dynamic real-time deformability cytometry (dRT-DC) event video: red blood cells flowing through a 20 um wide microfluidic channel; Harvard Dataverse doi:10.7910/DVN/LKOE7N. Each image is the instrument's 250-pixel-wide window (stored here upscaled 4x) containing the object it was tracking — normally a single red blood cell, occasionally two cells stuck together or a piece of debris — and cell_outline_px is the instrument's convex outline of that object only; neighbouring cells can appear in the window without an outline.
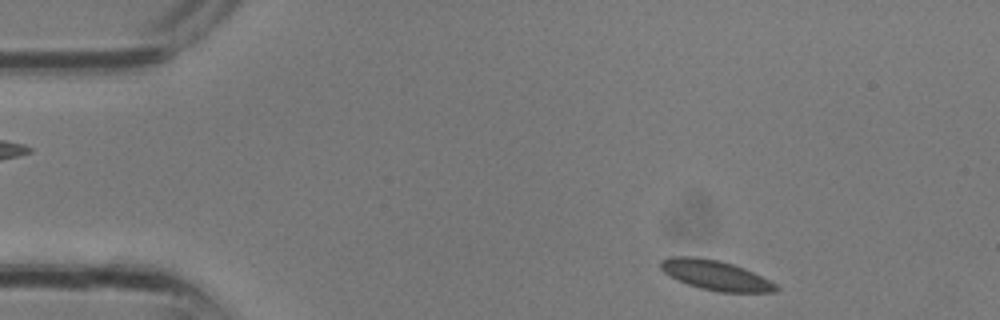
{"species": "common noctule bat (a hibernating species)", "species_latin": "Nyctalus noctula", "temperature_condition": "room temperature", "stored_images_in_passage": 8, "camera_frame_rate_fps": 3000, "um_per_image_px": 0.085, "animal": {"sex": "male", "body_mass_g": 13.3}, "frame": {"image": 1, "passage_image": 1, "time_ms": 0.0, "image_size_px": [1000, 320], "cell_outline_px": [[780, 288], [776, 292], [720, 292], [700, 288], [688, 284], [664, 272], [660, 268], [660, 260], [672, 256], [696, 256], [720, 260], [744, 268], [776, 284]], "centroid_in_image_um": [60.82, 23.38], "position_along_channel_um": 24.2, "area_um2": 19.88}}
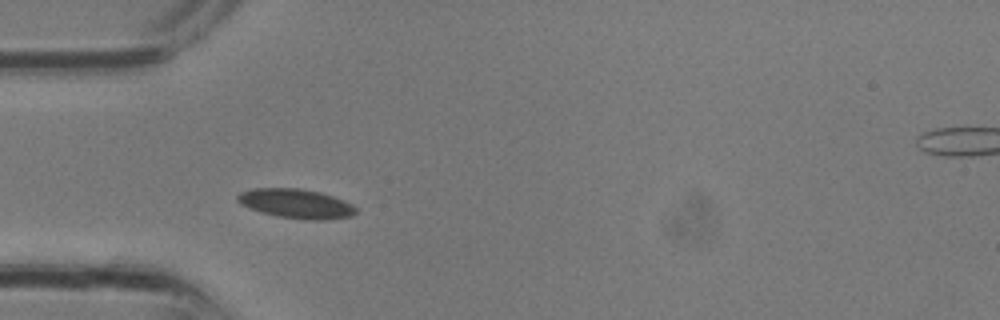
{"frame": {"image": 2, "passage_image": 6, "time_ms": 1.667, "image_size_px": [1000, 320], "cell_outline_px": [[356, 212], [352, 216], [328, 220], [308, 220], [276, 216], [260, 212], [240, 204], [236, 200], [236, 196], [240, 192], [252, 188], [300, 188], [320, 192], [344, 200], [352, 204], [356, 208]], "centroid_in_image_um": [25.15, 17.31], "position_along_channel_um": 59.8, "area_um2": 20.46}}
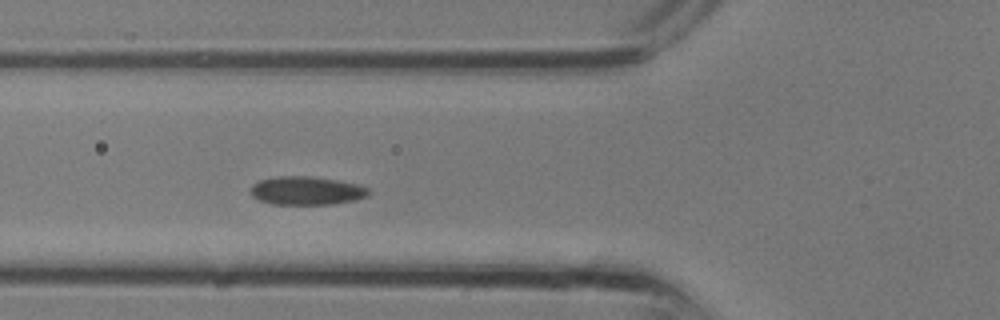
{"frame": {"image": 3, "passage_image": 8, "time_ms": 2.333, "image_size_px": [1000, 320], "cell_outline_px": [[368, 196], [352, 200], [332, 204], [272, 204], [260, 200], [252, 196], [248, 192], [252, 184], [260, 180], [276, 176], [312, 176], [336, 180], [356, 184], [368, 188]], "centroid_in_image_um": [25.99, 16.2], "position_along_channel_um": 99.8, "area_um2": 19.48}}